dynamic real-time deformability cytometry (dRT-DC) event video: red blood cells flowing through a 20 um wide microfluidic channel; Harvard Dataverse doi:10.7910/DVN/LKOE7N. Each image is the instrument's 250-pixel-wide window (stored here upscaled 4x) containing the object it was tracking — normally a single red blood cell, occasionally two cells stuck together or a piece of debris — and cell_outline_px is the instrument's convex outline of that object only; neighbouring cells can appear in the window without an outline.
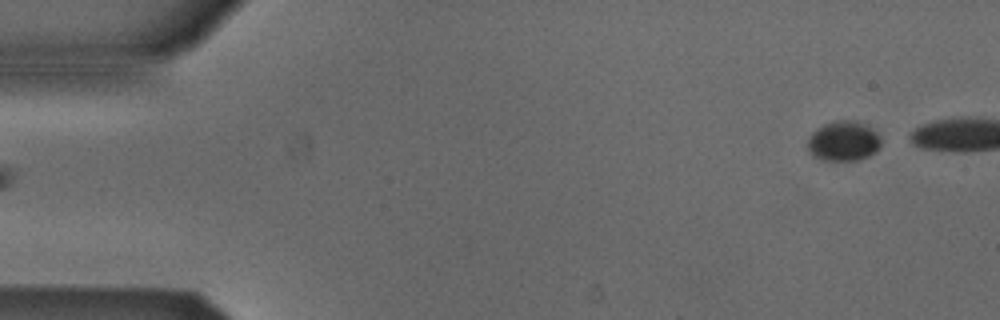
{"species": "Egyptian fruit bat (a non-hibernating species)", "species_latin": "Rousettus aegyptiacus", "temperature_condition": "cold", "stored_images_in_passage": 3, "camera_frame_rate_fps": 3000, "um_per_image_px": 0.085, "animal": {"sex": "male"}, "frame": {"image": 1, "passage_image": 1, "time_ms": 0.0, "image_size_px": [1000, 320], "cell_outline_px": [[880, 144], [876, 152], [868, 156], [856, 160], [820, 160], [812, 156], [808, 152], [808, 136], [816, 128], [824, 124], [836, 120], [856, 120], [868, 124], [880, 136]], "centroid_in_image_um": [71.68, 11.98], "position_along_channel_um": 13.3, "area_um2": 17.4}}